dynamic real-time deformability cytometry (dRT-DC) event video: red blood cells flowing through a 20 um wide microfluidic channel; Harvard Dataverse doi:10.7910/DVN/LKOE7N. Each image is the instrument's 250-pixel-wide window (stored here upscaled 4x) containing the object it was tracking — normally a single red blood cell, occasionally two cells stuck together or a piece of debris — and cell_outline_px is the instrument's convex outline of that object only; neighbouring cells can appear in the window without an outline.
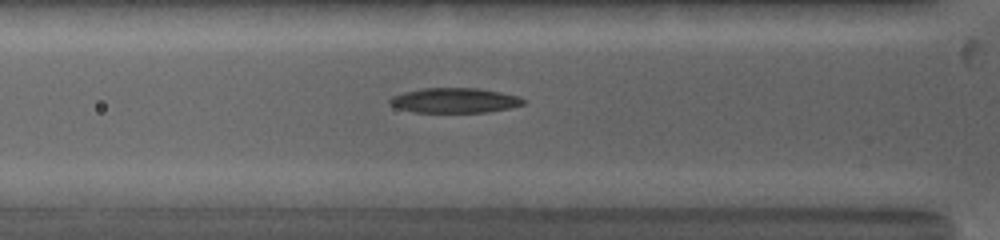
{"species": "common noctule bat (a hibernating species)", "species_latin": "Nyctalus noctula", "temperature_condition": "warm", "stored_images_in_passage": 41, "camera_frame_rate_fps": 5000, "um_per_image_px": 0.085, "animal": {"sex": "female", "body_mass_g": 19.0, "forearm_length_mm": 53.3}, "frame": {"image": 1, "passage_image": 6, "time_ms": 1.6, "image_size_px": [1000, 240], "cell_outline_px": [[524, 104], [508, 108], [488, 112], [412, 112], [396, 108], [388, 104], [388, 100], [392, 96], [404, 92], [424, 88], [476, 88], [500, 92], [520, 96], [524, 100]], "centroid_in_image_um": [38.6, 8.54], "position_along_channel_um": 87.2, "area_um2": 19.42}}
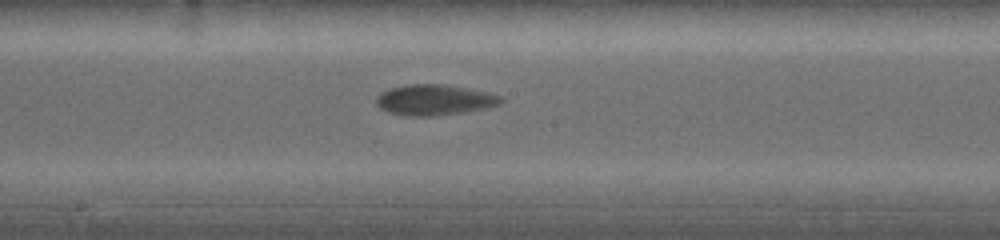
{"frame": {"image": 2, "passage_image": 14, "time_ms": 4.8, "image_size_px": [1000, 240], "cell_outline_px": [[504, 100], [500, 104], [484, 108], [436, 116], [408, 116], [388, 112], [380, 108], [376, 104], [376, 96], [380, 92], [388, 88], [408, 84], [444, 84], [484, 92], [500, 96]], "centroid_in_image_um": [36.84, 8.49], "position_along_channel_um": 211.4, "area_um2": 22.08}}
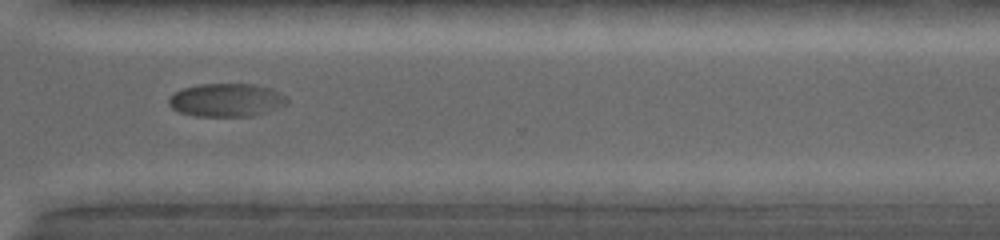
{"frame": {"image": 3, "passage_image": 28, "time_ms": 8.4, "image_size_px": [1000, 240], "cell_outline_px": [[288, 104], [280, 108], [252, 116], [196, 116], [180, 112], [172, 108], [168, 104], [168, 96], [184, 88], [196, 84], [252, 84], [272, 88], [284, 96], [288, 100]], "centroid_in_image_um": [19.25, 8.5], "position_along_channel_um": 351.4, "area_um2": 23.0}, "authors_computed_cell_mechanics": {"area_um2": 22.3686, "velocity_mm_per_s": 3.8876, "shape_relaxation_time_tau1_ms": 7.0491, "shape_relaxation_time_tau2_ms": null, "deformation_change_tau1": 0.1892, "deformation_change_tau2": null}}